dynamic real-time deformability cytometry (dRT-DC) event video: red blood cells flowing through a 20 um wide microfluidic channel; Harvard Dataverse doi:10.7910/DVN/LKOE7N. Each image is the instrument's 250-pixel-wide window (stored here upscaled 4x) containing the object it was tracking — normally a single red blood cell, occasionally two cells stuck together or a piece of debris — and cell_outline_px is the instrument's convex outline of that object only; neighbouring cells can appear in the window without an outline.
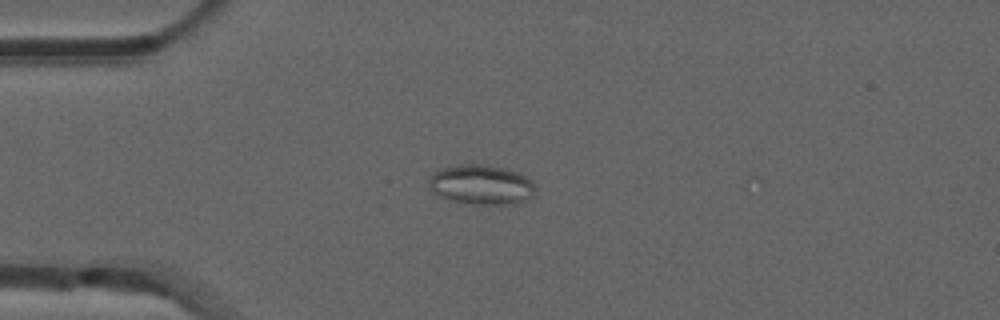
{"species": "common noctule bat (a hibernating species)", "species_latin": "Nyctalus noctula", "temperature_condition": "room temperature", "stored_images_in_passage": 15, "camera_frame_rate_fps": 3000, "um_per_image_px": 0.085, "animal": {"sex": "male", "forearm_length_mm": 52.5}, "frame": {"image": 1, "passage_image": 15, "time_ms": 4.667, "image_size_px": [1000, 320], "cell_outline_px": [[536, 192], [532, 196], [516, 204], [484, 204], [452, 200], [440, 196], [428, 184], [428, 180], [440, 168], [460, 164], [484, 164], [516, 172], [532, 180], [536, 188]], "centroid_in_image_um": [40.95, 15.69], "position_along_channel_um": 44.1, "area_um2": 24.22}}